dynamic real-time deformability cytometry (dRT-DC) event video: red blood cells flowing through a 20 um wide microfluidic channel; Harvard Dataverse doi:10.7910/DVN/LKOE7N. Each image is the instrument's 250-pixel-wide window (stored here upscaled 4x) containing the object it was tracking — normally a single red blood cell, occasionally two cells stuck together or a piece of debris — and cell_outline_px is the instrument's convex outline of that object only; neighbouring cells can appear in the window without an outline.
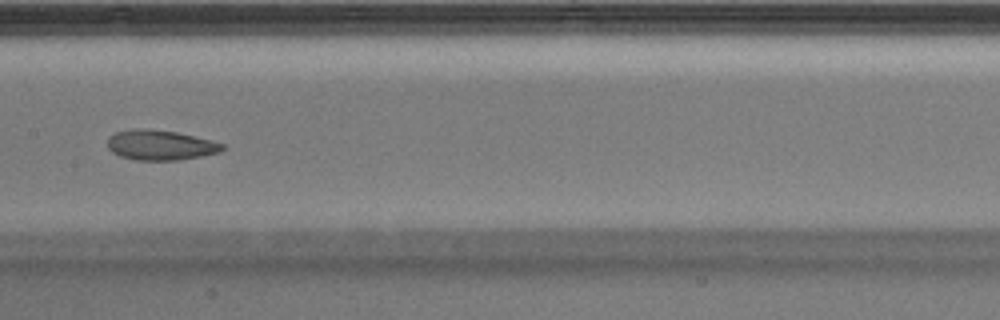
{"species": "Egyptian fruit bat (a non-hibernating species)", "species_latin": "Rousettus aegyptiacus", "temperature_condition": "warm", "stored_images_in_passage": 17, "camera_frame_rate_fps": 3000, "um_per_image_px": 0.085, "animal": {"sex": "male"}, "frame": {"image": 1, "passage_image": 12, "time_ms": 3.667, "image_size_px": [1000, 320], "cell_outline_px": [[224, 148], [220, 152], [180, 160], [136, 160], [120, 156], [112, 152], [108, 148], [108, 136], [116, 132], [132, 128], [148, 128], [176, 132], [212, 140], [224, 144]], "centroid_in_image_um": [13.61, 12.32], "position_along_channel_um": 193.8, "area_um2": 20.23}}